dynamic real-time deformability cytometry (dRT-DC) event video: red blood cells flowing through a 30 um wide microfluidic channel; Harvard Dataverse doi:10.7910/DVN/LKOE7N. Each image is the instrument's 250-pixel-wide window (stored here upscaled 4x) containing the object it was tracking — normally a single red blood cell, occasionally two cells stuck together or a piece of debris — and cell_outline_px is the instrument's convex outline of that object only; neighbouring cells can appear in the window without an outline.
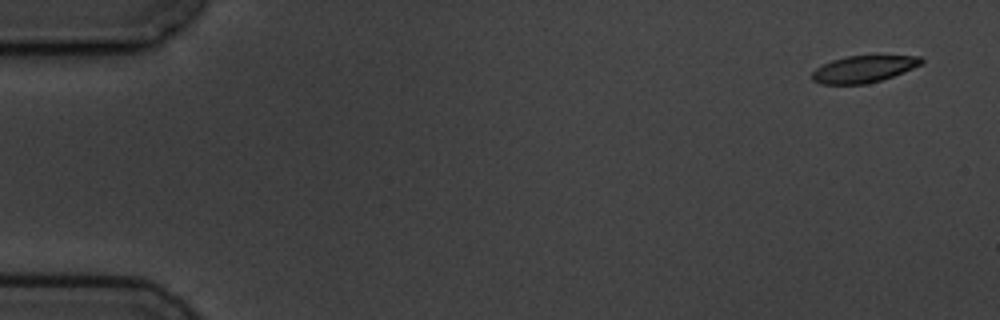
{"species": "common noctule bat (a hibernating species)", "species_latin": "Nyctalus noctula", "temperature_condition": "cold", "stored_images_in_passage": 6, "camera_frame_rate_fps": 3000, "um_per_image_px": 0.085, "animal": {"sex": "male", "body_mass_g": 19.5, "forearm_length_mm": 54.6}, "frame": {"image": 1, "passage_image": 1, "time_ms": 0.0, "image_size_px": [1000, 320], "cell_outline_px": [[924, 60], [920, 64], [912, 68], [892, 76], [880, 80], [864, 84], [820, 84], [812, 80], [812, 72], [816, 68], [832, 60], [848, 56], [920, 56]], "centroid_in_image_um": [73.36, 5.87], "position_along_channel_um": 11.6, "area_um2": 16.76}}
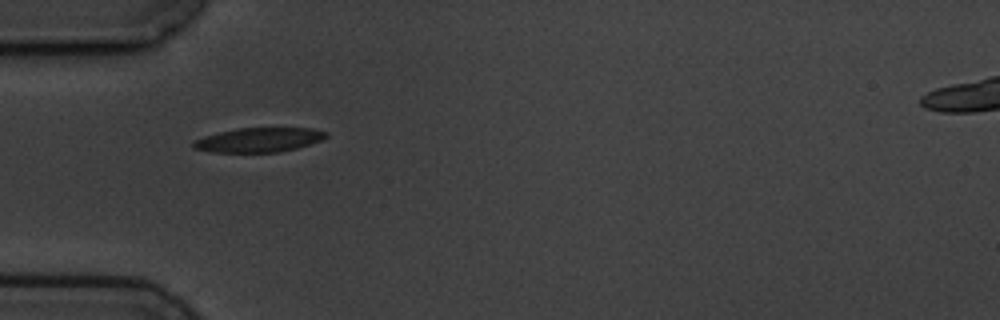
{"frame": {"image": 2, "passage_image": 5, "time_ms": 5.0, "image_size_px": [1000, 320], "cell_outline_px": [[328, 136], [320, 140], [296, 148], [280, 152], [212, 152], [192, 148], [192, 140], [204, 136], [220, 132], [240, 128], [312, 128], [328, 132]], "centroid_in_image_um": [21.98, 11.89], "position_along_channel_um": 63.0, "area_um2": 18.79}}
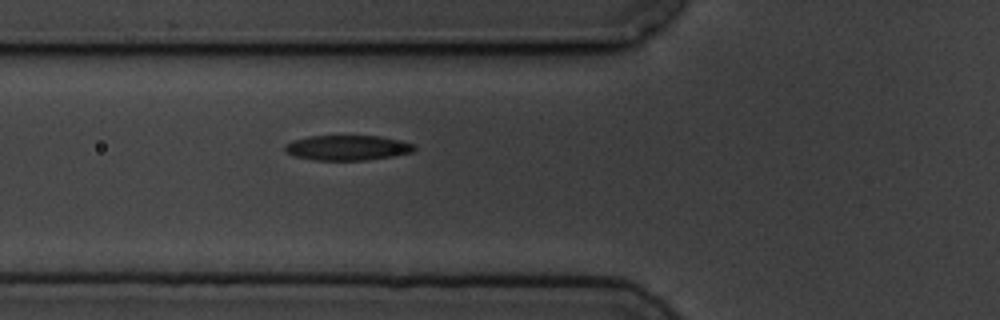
{"frame": {"image": 3, "passage_image": 6, "time_ms": 6.0, "image_size_px": [1000, 320], "cell_outline_px": [[416, 148], [412, 152], [392, 156], [364, 160], [312, 160], [296, 156], [288, 152], [284, 148], [284, 144], [292, 140], [308, 136], [380, 136], [400, 140], [416, 144]], "centroid_in_image_um": [29.54, 12.55], "position_along_channel_um": 96.3, "area_um2": 18.9}}